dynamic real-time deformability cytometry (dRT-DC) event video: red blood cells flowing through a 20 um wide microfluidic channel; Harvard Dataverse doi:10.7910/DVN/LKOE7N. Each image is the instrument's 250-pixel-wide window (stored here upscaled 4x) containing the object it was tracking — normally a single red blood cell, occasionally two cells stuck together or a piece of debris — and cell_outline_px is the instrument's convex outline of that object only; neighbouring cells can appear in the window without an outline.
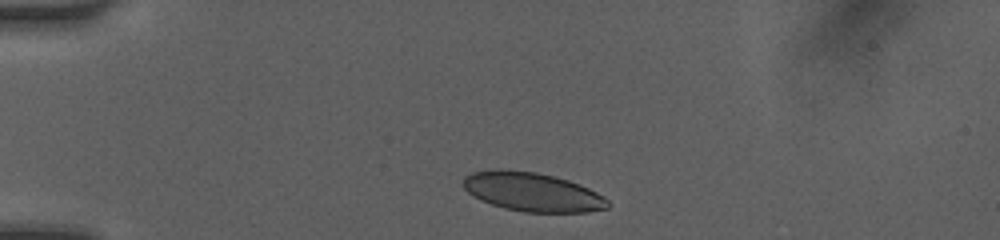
{"species": "human", "species_latin": "Homo sapiens", "temperature_condition": "room temperature", "stored_images_in_passage": 18, "camera_frame_rate_fps": 3000, "um_per_image_px": 0.085, "donor": {"sex": "female"}, "frame": {"image": 1, "passage_image": 1, "time_ms": 0.0, "image_size_px": [1000, 240], "cell_outline_px": [[612, 204], [608, 208], [588, 212], [524, 212], [504, 208], [480, 200], [472, 196], [460, 184], [464, 176], [472, 172], [496, 168], [500, 168], [536, 172], [568, 180], [580, 184], [604, 196]], "centroid_in_image_um": [45.22, 16.3], "position_along_channel_um": 39.8, "area_um2": 33.18}}
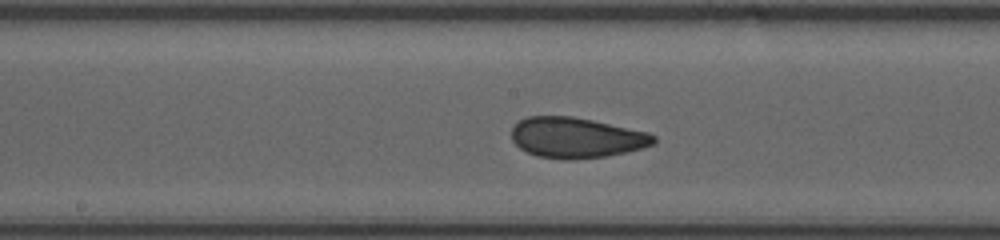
{"frame": {"image": 2, "passage_image": 10, "time_ms": 5.0, "image_size_px": [1000, 240], "cell_outline_px": [[656, 144], [644, 148], [628, 152], [604, 156], [576, 160], [560, 160], [536, 156], [520, 148], [512, 140], [512, 128], [520, 120], [528, 116], [572, 116], [592, 120], [648, 132], [656, 136]], "centroid_in_image_um": [49.01, 11.72], "position_along_channel_um": 199.2, "area_um2": 33.81}}
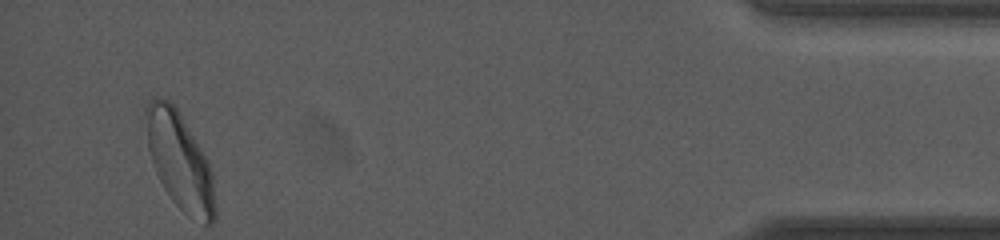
{"frame": {"image": 3, "passage_image": 18, "time_ms": 12.0, "image_size_px": [1000, 240], "cell_outline_px": [[216, 220], [212, 224], [204, 224], [188, 216], [172, 200], [164, 188], [156, 172], [148, 148], [144, 112], [144, 108], [148, 100], [160, 96], [168, 100], [180, 112], [204, 156], [212, 172], [216, 204]], "centroid_in_image_um": [15.27, 13.69], "position_along_channel_um": 419.9, "area_um2": 38.96}, "authors_computed_cell_mechanics": {"area_um2": 33.5818, "velocity_mm_per_s": 4.0889, "shape_relaxation_time_tau1_ms": 3.1372, "shape_relaxation_time_tau2_ms": 0.8617, "deformation_change_tau1": 0.1048, "deformation_change_tau2": 0.0466}}